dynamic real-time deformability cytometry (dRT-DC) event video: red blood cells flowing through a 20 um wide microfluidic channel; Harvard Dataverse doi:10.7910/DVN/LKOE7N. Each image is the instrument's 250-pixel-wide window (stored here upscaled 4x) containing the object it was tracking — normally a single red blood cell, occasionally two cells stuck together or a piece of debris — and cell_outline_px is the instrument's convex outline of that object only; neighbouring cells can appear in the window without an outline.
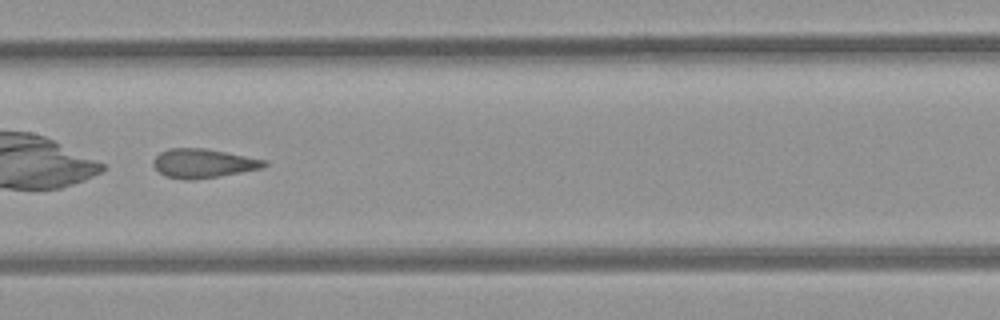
{"species": "common noctule bat (a hibernating species)", "species_latin": "Nyctalus noctula", "temperature_condition": "room temperature", "stored_images_in_passage": 31, "camera_frame_rate_fps": 3000, "um_per_image_px": 0.085, "animal": {"sex": "female", "body_mass_g": 21.9}, "frame": {"image": 1, "passage_image": 10, "time_ms": 3.0, "image_size_px": [1000, 320], "cell_outline_px": [[268, 164], [264, 168], [220, 176], [192, 180], [188, 180], [164, 176], [152, 164], [152, 160], [160, 152], [168, 148], [204, 148], [268, 160]], "centroid_in_image_um": [17.29, 13.88], "position_along_channel_um": 190.1, "area_um2": 18.9}, "authors_computed_cell_mechanics": {"area_um2": 18.9584, "velocity_mm_per_s": 3.9612, "shape_relaxation_time_tau1_ms": null, "shape_relaxation_time_tau2_ms": 1.3102, "deformation_change_tau1": null, "deformation_change_tau2": 0.0794}}